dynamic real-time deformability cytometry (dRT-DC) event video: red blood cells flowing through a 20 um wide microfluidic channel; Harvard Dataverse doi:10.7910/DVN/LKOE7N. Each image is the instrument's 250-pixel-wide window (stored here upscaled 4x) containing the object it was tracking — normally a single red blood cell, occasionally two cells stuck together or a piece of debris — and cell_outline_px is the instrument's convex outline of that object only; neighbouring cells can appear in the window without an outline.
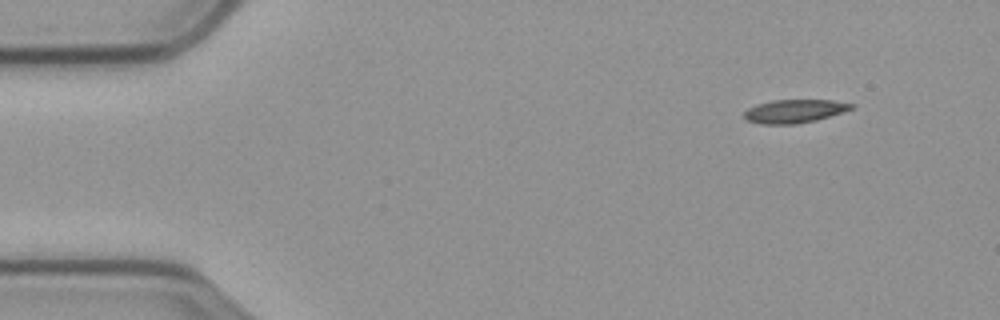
{"species": "common noctule bat (a hibernating species)", "species_latin": "Nyctalus noctula", "temperature_condition": "cold", "stored_images_in_passage": 53, "camera_frame_rate_fps": 3000, "um_per_image_px": 0.085, "animal": {"sex": "male", "body_mass_g": 23.1, "forearm_length_mm": 52.7}, "frame": {"image": 1, "passage_image": 1, "time_ms": 0.0, "image_size_px": [1000, 320], "cell_outline_px": [[856, 104], [852, 108], [816, 120], [796, 124], [760, 124], [744, 120], [744, 112], [748, 108], [756, 104], [772, 100], [832, 100]], "centroid_in_image_um": [67.46, 9.45], "position_along_channel_um": 17.5, "area_um2": 14.57}}
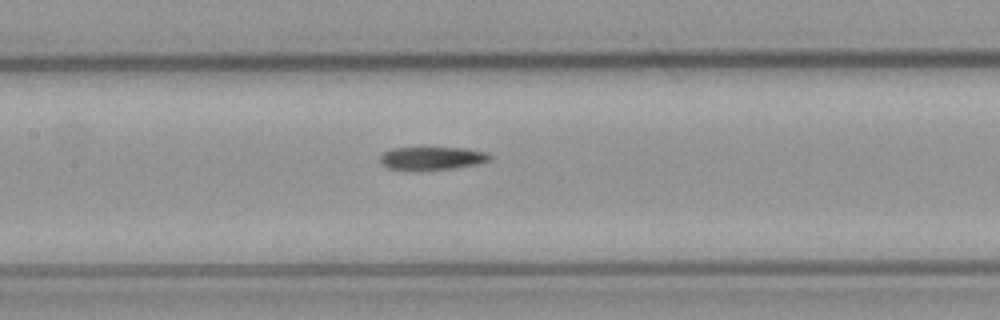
{"frame": {"image": 2, "passage_image": 22, "time_ms": 7.0, "image_size_px": [1000, 320], "cell_outline_px": [[492, 156], [488, 160], [480, 164], [452, 168], [412, 172], [388, 168], [380, 164], [380, 156], [384, 152], [392, 148], [464, 148], [488, 152]], "centroid_in_image_um": [36.68, 13.48], "position_along_channel_um": 170.7, "area_um2": 15.14}}
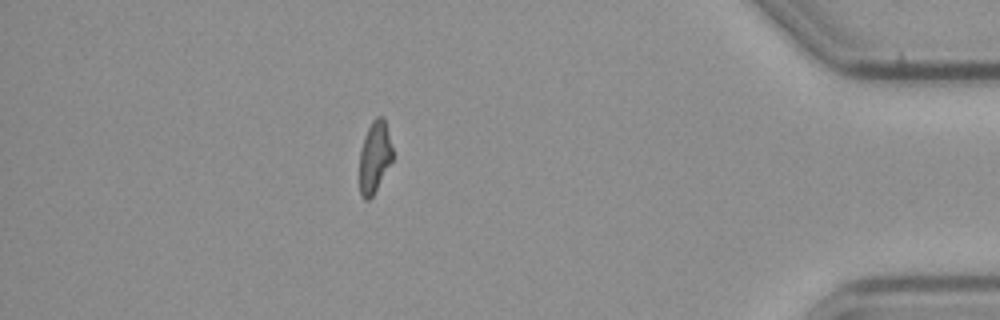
{"frame": {"image": 3, "passage_image": 46, "time_ms": 15.0, "image_size_px": [1000, 320], "cell_outline_px": [[392, 160], [372, 196], [368, 200], [364, 200], [360, 196], [360, 148], [364, 136], [372, 120], [376, 116], [384, 116], [392, 148]], "centroid_in_image_um": [31.82, 13.32], "position_along_channel_um": 403.4, "area_um2": 13.7}, "authors_computed_cell_mechanics": {"area_um2": 15.1436, "velocity_mm_per_s": 3.5252, "shape_relaxation_time_tau1_ms": 7.5163, "shape_relaxation_time_tau2_ms": 7.0951, "deformation_change_tau1": 0.1801, "deformation_change_tau2": 0.1661}}